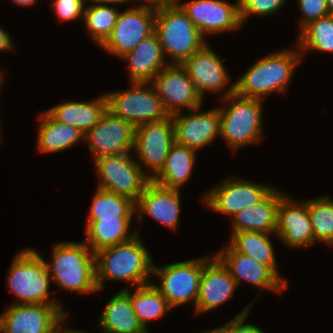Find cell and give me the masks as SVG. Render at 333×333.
I'll list each match as a JSON object with an SVG mask.
<instances>
[{
    "label": "cell",
    "instance_id": "6da1fadb",
    "mask_svg": "<svg viewBox=\"0 0 333 333\" xmlns=\"http://www.w3.org/2000/svg\"><path fill=\"white\" fill-rule=\"evenodd\" d=\"M138 234L129 241L95 253L96 283L99 290L104 288V280L109 278L127 281L137 287L151 282L152 258Z\"/></svg>",
    "mask_w": 333,
    "mask_h": 333
},
{
    "label": "cell",
    "instance_id": "7a4b0ae2",
    "mask_svg": "<svg viewBox=\"0 0 333 333\" xmlns=\"http://www.w3.org/2000/svg\"><path fill=\"white\" fill-rule=\"evenodd\" d=\"M302 54L295 50H283L264 56L234 83V93L258 99L272 92L284 93Z\"/></svg>",
    "mask_w": 333,
    "mask_h": 333
},
{
    "label": "cell",
    "instance_id": "3957f363",
    "mask_svg": "<svg viewBox=\"0 0 333 333\" xmlns=\"http://www.w3.org/2000/svg\"><path fill=\"white\" fill-rule=\"evenodd\" d=\"M52 263H46L52 279L62 289L82 293L99 291L96 283L95 254L82 240L61 242L52 250Z\"/></svg>",
    "mask_w": 333,
    "mask_h": 333
},
{
    "label": "cell",
    "instance_id": "277c9868",
    "mask_svg": "<svg viewBox=\"0 0 333 333\" xmlns=\"http://www.w3.org/2000/svg\"><path fill=\"white\" fill-rule=\"evenodd\" d=\"M228 86L223 101H231L230 106L219 108L220 137L234 151L244 145L262 139V100L246 98L234 93V84Z\"/></svg>",
    "mask_w": 333,
    "mask_h": 333
},
{
    "label": "cell",
    "instance_id": "5b68a950",
    "mask_svg": "<svg viewBox=\"0 0 333 333\" xmlns=\"http://www.w3.org/2000/svg\"><path fill=\"white\" fill-rule=\"evenodd\" d=\"M155 33L164 56L182 64L200 50L206 39L178 4L156 8Z\"/></svg>",
    "mask_w": 333,
    "mask_h": 333
},
{
    "label": "cell",
    "instance_id": "8992f818",
    "mask_svg": "<svg viewBox=\"0 0 333 333\" xmlns=\"http://www.w3.org/2000/svg\"><path fill=\"white\" fill-rule=\"evenodd\" d=\"M49 273L46 261L36 250L28 248L18 253L7 278L8 287L18 299L15 304H60L54 299L48 300Z\"/></svg>",
    "mask_w": 333,
    "mask_h": 333
},
{
    "label": "cell",
    "instance_id": "52a82bcc",
    "mask_svg": "<svg viewBox=\"0 0 333 333\" xmlns=\"http://www.w3.org/2000/svg\"><path fill=\"white\" fill-rule=\"evenodd\" d=\"M133 82L131 89L107 92V110L114 116L130 122L134 127L169 117L153 85ZM147 86V87H146Z\"/></svg>",
    "mask_w": 333,
    "mask_h": 333
},
{
    "label": "cell",
    "instance_id": "ba28073f",
    "mask_svg": "<svg viewBox=\"0 0 333 333\" xmlns=\"http://www.w3.org/2000/svg\"><path fill=\"white\" fill-rule=\"evenodd\" d=\"M129 154L102 156L94 160V165L100 177L98 188L127 197L136 203L151 178Z\"/></svg>",
    "mask_w": 333,
    "mask_h": 333
},
{
    "label": "cell",
    "instance_id": "9c48e42d",
    "mask_svg": "<svg viewBox=\"0 0 333 333\" xmlns=\"http://www.w3.org/2000/svg\"><path fill=\"white\" fill-rule=\"evenodd\" d=\"M203 267L204 257L168 264L162 268L153 265L152 274L160 278L161 283L154 287L166 298L171 308L191 300L196 306Z\"/></svg>",
    "mask_w": 333,
    "mask_h": 333
},
{
    "label": "cell",
    "instance_id": "30bf717a",
    "mask_svg": "<svg viewBox=\"0 0 333 333\" xmlns=\"http://www.w3.org/2000/svg\"><path fill=\"white\" fill-rule=\"evenodd\" d=\"M156 8L146 5L121 11L113 31L101 46L121 58L155 32Z\"/></svg>",
    "mask_w": 333,
    "mask_h": 333
},
{
    "label": "cell",
    "instance_id": "8fae6325",
    "mask_svg": "<svg viewBox=\"0 0 333 333\" xmlns=\"http://www.w3.org/2000/svg\"><path fill=\"white\" fill-rule=\"evenodd\" d=\"M61 304H12L0 315V333H53L67 316Z\"/></svg>",
    "mask_w": 333,
    "mask_h": 333
},
{
    "label": "cell",
    "instance_id": "7c38bea8",
    "mask_svg": "<svg viewBox=\"0 0 333 333\" xmlns=\"http://www.w3.org/2000/svg\"><path fill=\"white\" fill-rule=\"evenodd\" d=\"M152 84L169 115L182 108L202 107L203 99L194 89L192 79L181 64L169 63L149 83Z\"/></svg>",
    "mask_w": 333,
    "mask_h": 333
},
{
    "label": "cell",
    "instance_id": "4fadbf2b",
    "mask_svg": "<svg viewBox=\"0 0 333 333\" xmlns=\"http://www.w3.org/2000/svg\"><path fill=\"white\" fill-rule=\"evenodd\" d=\"M223 182L206 192L202 202L207 208L231 217L244 208L259 203L274 189L234 177Z\"/></svg>",
    "mask_w": 333,
    "mask_h": 333
},
{
    "label": "cell",
    "instance_id": "5bb4252c",
    "mask_svg": "<svg viewBox=\"0 0 333 333\" xmlns=\"http://www.w3.org/2000/svg\"><path fill=\"white\" fill-rule=\"evenodd\" d=\"M175 143L171 115L166 119L135 127L134 147L140 163L152 170L154 177L163 167L171 146Z\"/></svg>",
    "mask_w": 333,
    "mask_h": 333
},
{
    "label": "cell",
    "instance_id": "9a60e30c",
    "mask_svg": "<svg viewBox=\"0 0 333 333\" xmlns=\"http://www.w3.org/2000/svg\"><path fill=\"white\" fill-rule=\"evenodd\" d=\"M135 127L114 116L110 111L102 115L93 128L84 135V141L94 154V159L108 155L130 153L134 147Z\"/></svg>",
    "mask_w": 333,
    "mask_h": 333
},
{
    "label": "cell",
    "instance_id": "2e32d148",
    "mask_svg": "<svg viewBox=\"0 0 333 333\" xmlns=\"http://www.w3.org/2000/svg\"><path fill=\"white\" fill-rule=\"evenodd\" d=\"M231 4L223 0H191L177 3L203 37L210 33L236 30L242 26L239 0Z\"/></svg>",
    "mask_w": 333,
    "mask_h": 333
},
{
    "label": "cell",
    "instance_id": "e0dca14e",
    "mask_svg": "<svg viewBox=\"0 0 333 333\" xmlns=\"http://www.w3.org/2000/svg\"><path fill=\"white\" fill-rule=\"evenodd\" d=\"M199 110L200 107H197L187 116H182V112L171 115L175 143L196 151L220 136L219 108L206 112H198Z\"/></svg>",
    "mask_w": 333,
    "mask_h": 333
},
{
    "label": "cell",
    "instance_id": "ac0fdd59",
    "mask_svg": "<svg viewBox=\"0 0 333 333\" xmlns=\"http://www.w3.org/2000/svg\"><path fill=\"white\" fill-rule=\"evenodd\" d=\"M275 234L290 248H306L315 242L308 213V200L298 204L285 195L280 199Z\"/></svg>",
    "mask_w": 333,
    "mask_h": 333
},
{
    "label": "cell",
    "instance_id": "d6986e66",
    "mask_svg": "<svg viewBox=\"0 0 333 333\" xmlns=\"http://www.w3.org/2000/svg\"><path fill=\"white\" fill-rule=\"evenodd\" d=\"M215 256L229 270L237 286L241 281L246 280L260 287L258 296L265 290L279 292L288 286L268 266L250 256L236 252L229 244L225 250H221Z\"/></svg>",
    "mask_w": 333,
    "mask_h": 333
},
{
    "label": "cell",
    "instance_id": "ffe728a7",
    "mask_svg": "<svg viewBox=\"0 0 333 333\" xmlns=\"http://www.w3.org/2000/svg\"><path fill=\"white\" fill-rule=\"evenodd\" d=\"M236 288V281L215 255L204 257L199 295L194 307L196 312L200 314L218 307L233 296Z\"/></svg>",
    "mask_w": 333,
    "mask_h": 333
},
{
    "label": "cell",
    "instance_id": "44dd1931",
    "mask_svg": "<svg viewBox=\"0 0 333 333\" xmlns=\"http://www.w3.org/2000/svg\"><path fill=\"white\" fill-rule=\"evenodd\" d=\"M181 65L186 69L194 89L202 98L206 92L222 91L229 84V74L222 60L207 43Z\"/></svg>",
    "mask_w": 333,
    "mask_h": 333
},
{
    "label": "cell",
    "instance_id": "7402d4cb",
    "mask_svg": "<svg viewBox=\"0 0 333 333\" xmlns=\"http://www.w3.org/2000/svg\"><path fill=\"white\" fill-rule=\"evenodd\" d=\"M180 190L163 187L150 181L135 203L139 222L142 214H147L169 228L176 230L180 214Z\"/></svg>",
    "mask_w": 333,
    "mask_h": 333
},
{
    "label": "cell",
    "instance_id": "603a6c76",
    "mask_svg": "<svg viewBox=\"0 0 333 333\" xmlns=\"http://www.w3.org/2000/svg\"><path fill=\"white\" fill-rule=\"evenodd\" d=\"M121 58L129 63L131 83H150L168 65L164 63L166 57L155 32Z\"/></svg>",
    "mask_w": 333,
    "mask_h": 333
},
{
    "label": "cell",
    "instance_id": "cb8c5ba5",
    "mask_svg": "<svg viewBox=\"0 0 333 333\" xmlns=\"http://www.w3.org/2000/svg\"><path fill=\"white\" fill-rule=\"evenodd\" d=\"M284 196L273 189L262 201L248 206L232 216L233 233L239 231H255L275 233L277 206Z\"/></svg>",
    "mask_w": 333,
    "mask_h": 333
},
{
    "label": "cell",
    "instance_id": "d4e9b609",
    "mask_svg": "<svg viewBox=\"0 0 333 333\" xmlns=\"http://www.w3.org/2000/svg\"><path fill=\"white\" fill-rule=\"evenodd\" d=\"M107 110V98L103 94L88 102H66L55 105L46 112L57 122L73 126L84 135L101 119Z\"/></svg>",
    "mask_w": 333,
    "mask_h": 333
},
{
    "label": "cell",
    "instance_id": "484cf974",
    "mask_svg": "<svg viewBox=\"0 0 333 333\" xmlns=\"http://www.w3.org/2000/svg\"><path fill=\"white\" fill-rule=\"evenodd\" d=\"M99 327L104 333H148L133 310L130 291L124 288L103 309Z\"/></svg>",
    "mask_w": 333,
    "mask_h": 333
},
{
    "label": "cell",
    "instance_id": "4316f807",
    "mask_svg": "<svg viewBox=\"0 0 333 333\" xmlns=\"http://www.w3.org/2000/svg\"><path fill=\"white\" fill-rule=\"evenodd\" d=\"M132 218L100 219L98 221H87L85 233L86 240L83 241L95 254L98 251L118 245L131 240L138 233H129Z\"/></svg>",
    "mask_w": 333,
    "mask_h": 333
},
{
    "label": "cell",
    "instance_id": "83f0119b",
    "mask_svg": "<svg viewBox=\"0 0 333 333\" xmlns=\"http://www.w3.org/2000/svg\"><path fill=\"white\" fill-rule=\"evenodd\" d=\"M196 150L174 143L161 170L151 178L155 183L171 189H180L190 179Z\"/></svg>",
    "mask_w": 333,
    "mask_h": 333
},
{
    "label": "cell",
    "instance_id": "f1b7e54d",
    "mask_svg": "<svg viewBox=\"0 0 333 333\" xmlns=\"http://www.w3.org/2000/svg\"><path fill=\"white\" fill-rule=\"evenodd\" d=\"M39 118L37 150L41 153L60 152L84 139V134L77 128L55 121L47 112Z\"/></svg>",
    "mask_w": 333,
    "mask_h": 333
},
{
    "label": "cell",
    "instance_id": "f546056e",
    "mask_svg": "<svg viewBox=\"0 0 333 333\" xmlns=\"http://www.w3.org/2000/svg\"><path fill=\"white\" fill-rule=\"evenodd\" d=\"M271 233L239 231L231 236L229 245L238 253L250 256L257 262L268 266L286 285L287 280L277 271L274 247L269 239Z\"/></svg>",
    "mask_w": 333,
    "mask_h": 333
},
{
    "label": "cell",
    "instance_id": "4dcf8cb0",
    "mask_svg": "<svg viewBox=\"0 0 333 333\" xmlns=\"http://www.w3.org/2000/svg\"><path fill=\"white\" fill-rule=\"evenodd\" d=\"M133 310L143 328L148 331V322L160 318L172 308L166 298L154 287V283L136 286L135 293L130 292Z\"/></svg>",
    "mask_w": 333,
    "mask_h": 333
},
{
    "label": "cell",
    "instance_id": "1f68e13d",
    "mask_svg": "<svg viewBox=\"0 0 333 333\" xmlns=\"http://www.w3.org/2000/svg\"><path fill=\"white\" fill-rule=\"evenodd\" d=\"M95 193L87 221L135 216V203L129 198L101 188Z\"/></svg>",
    "mask_w": 333,
    "mask_h": 333
},
{
    "label": "cell",
    "instance_id": "d6a6232c",
    "mask_svg": "<svg viewBox=\"0 0 333 333\" xmlns=\"http://www.w3.org/2000/svg\"><path fill=\"white\" fill-rule=\"evenodd\" d=\"M120 11L110 4L91 3L85 6L83 19L94 42L101 47L111 35Z\"/></svg>",
    "mask_w": 333,
    "mask_h": 333
},
{
    "label": "cell",
    "instance_id": "836d02e7",
    "mask_svg": "<svg viewBox=\"0 0 333 333\" xmlns=\"http://www.w3.org/2000/svg\"><path fill=\"white\" fill-rule=\"evenodd\" d=\"M298 36L300 52L314 49L316 51L333 53V14L309 23L300 31Z\"/></svg>",
    "mask_w": 333,
    "mask_h": 333
},
{
    "label": "cell",
    "instance_id": "e575fe53",
    "mask_svg": "<svg viewBox=\"0 0 333 333\" xmlns=\"http://www.w3.org/2000/svg\"><path fill=\"white\" fill-rule=\"evenodd\" d=\"M308 213L315 241L333 245V200L326 196L308 200Z\"/></svg>",
    "mask_w": 333,
    "mask_h": 333
},
{
    "label": "cell",
    "instance_id": "d590c367",
    "mask_svg": "<svg viewBox=\"0 0 333 333\" xmlns=\"http://www.w3.org/2000/svg\"><path fill=\"white\" fill-rule=\"evenodd\" d=\"M286 0H239V9H240V19L242 25L244 21L248 19L247 17L255 15H268L276 13L279 11Z\"/></svg>",
    "mask_w": 333,
    "mask_h": 333
},
{
    "label": "cell",
    "instance_id": "8d00e7d4",
    "mask_svg": "<svg viewBox=\"0 0 333 333\" xmlns=\"http://www.w3.org/2000/svg\"><path fill=\"white\" fill-rule=\"evenodd\" d=\"M303 20L300 22V31L309 23L329 15L326 0H297Z\"/></svg>",
    "mask_w": 333,
    "mask_h": 333
},
{
    "label": "cell",
    "instance_id": "74e56055",
    "mask_svg": "<svg viewBox=\"0 0 333 333\" xmlns=\"http://www.w3.org/2000/svg\"><path fill=\"white\" fill-rule=\"evenodd\" d=\"M85 0H54L53 8L62 21L75 20L83 17Z\"/></svg>",
    "mask_w": 333,
    "mask_h": 333
},
{
    "label": "cell",
    "instance_id": "f35d334b",
    "mask_svg": "<svg viewBox=\"0 0 333 333\" xmlns=\"http://www.w3.org/2000/svg\"><path fill=\"white\" fill-rule=\"evenodd\" d=\"M253 303H250L240 314L230 320L231 333H264L258 326L254 324H244Z\"/></svg>",
    "mask_w": 333,
    "mask_h": 333
},
{
    "label": "cell",
    "instance_id": "ab89813d",
    "mask_svg": "<svg viewBox=\"0 0 333 333\" xmlns=\"http://www.w3.org/2000/svg\"><path fill=\"white\" fill-rule=\"evenodd\" d=\"M12 43L9 33L7 34V32L0 26V51L12 50V48H14Z\"/></svg>",
    "mask_w": 333,
    "mask_h": 333
},
{
    "label": "cell",
    "instance_id": "60d3db41",
    "mask_svg": "<svg viewBox=\"0 0 333 333\" xmlns=\"http://www.w3.org/2000/svg\"><path fill=\"white\" fill-rule=\"evenodd\" d=\"M146 1L145 4L146 6H151L154 8L162 7V6H170L177 4L179 0H143Z\"/></svg>",
    "mask_w": 333,
    "mask_h": 333
},
{
    "label": "cell",
    "instance_id": "b9f144b4",
    "mask_svg": "<svg viewBox=\"0 0 333 333\" xmlns=\"http://www.w3.org/2000/svg\"><path fill=\"white\" fill-rule=\"evenodd\" d=\"M203 333H231V330H230V321L229 323L219 327V328H214V329H211V330H207Z\"/></svg>",
    "mask_w": 333,
    "mask_h": 333
},
{
    "label": "cell",
    "instance_id": "7bdbcfd3",
    "mask_svg": "<svg viewBox=\"0 0 333 333\" xmlns=\"http://www.w3.org/2000/svg\"><path fill=\"white\" fill-rule=\"evenodd\" d=\"M89 1L91 3L95 2L96 4H118V3L129 2L132 0H89ZM135 1H137V0H135Z\"/></svg>",
    "mask_w": 333,
    "mask_h": 333
},
{
    "label": "cell",
    "instance_id": "ee69618b",
    "mask_svg": "<svg viewBox=\"0 0 333 333\" xmlns=\"http://www.w3.org/2000/svg\"><path fill=\"white\" fill-rule=\"evenodd\" d=\"M19 6H29L36 2V0H13Z\"/></svg>",
    "mask_w": 333,
    "mask_h": 333
},
{
    "label": "cell",
    "instance_id": "f6af8a7d",
    "mask_svg": "<svg viewBox=\"0 0 333 333\" xmlns=\"http://www.w3.org/2000/svg\"><path fill=\"white\" fill-rule=\"evenodd\" d=\"M65 319H67V317H65V318L60 322V324L58 325V328H57L53 333H65V330H64V329L62 330V327H61V325H62V323L65 321Z\"/></svg>",
    "mask_w": 333,
    "mask_h": 333
},
{
    "label": "cell",
    "instance_id": "bcb514c9",
    "mask_svg": "<svg viewBox=\"0 0 333 333\" xmlns=\"http://www.w3.org/2000/svg\"><path fill=\"white\" fill-rule=\"evenodd\" d=\"M327 7L329 9V13L333 14V0H326Z\"/></svg>",
    "mask_w": 333,
    "mask_h": 333
},
{
    "label": "cell",
    "instance_id": "7dc6e473",
    "mask_svg": "<svg viewBox=\"0 0 333 333\" xmlns=\"http://www.w3.org/2000/svg\"><path fill=\"white\" fill-rule=\"evenodd\" d=\"M65 333H86V332H81V331H78V330H72L71 329H65Z\"/></svg>",
    "mask_w": 333,
    "mask_h": 333
},
{
    "label": "cell",
    "instance_id": "c3c4849f",
    "mask_svg": "<svg viewBox=\"0 0 333 333\" xmlns=\"http://www.w3.org/2000/svg\"><path fill=\"white\" fill-rule=\"evenodd\" d=\"M3 75H2V73L0 72V87H1V84H2V82H3V79L2 78H4V77H2Z\"/></svg>",
    "mask_w": 333,
    "mask_h": 333
},
{
    "label": "cell",
    "instance_id": "681fc988",
    "mask_svg": "<svg viewBox=\"0 0 333 333\" xmlns=\"http://www.w3.org/2000/svg\"><path fill=\"white\" fill-rule=\"evenodd\" d=\"M0 137H1V124H0ZM0 141H1V138H0Z\"/></svg>",
    "mask_w": 333,
    "mask_h": 333
}]
</instances>
